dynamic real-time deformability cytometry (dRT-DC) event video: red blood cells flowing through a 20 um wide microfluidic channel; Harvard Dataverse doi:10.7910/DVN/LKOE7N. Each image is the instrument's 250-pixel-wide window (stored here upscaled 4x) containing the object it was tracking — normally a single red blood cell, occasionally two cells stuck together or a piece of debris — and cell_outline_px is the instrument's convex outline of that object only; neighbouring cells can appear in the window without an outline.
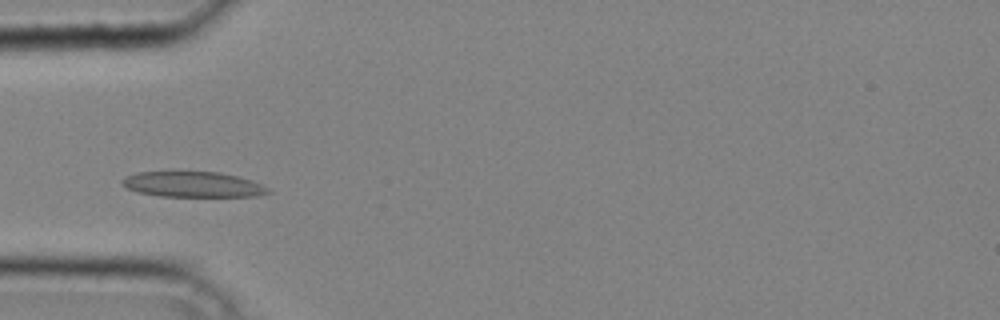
{"species": "common noctule bat (a hibernating species)", "species_latin": "Nyctalus noctula", "temperature_condition": "cold", "stored_images_in_passage": 35, "camera_frame_rate_fps": 3000, "um_per_image_px": 0.085, "animal": {"sex": "male", "body_mass_g": 20.4}, "frame": {"image": 1, "passage_image": 8, "time_ms": 2.333, "image_size_px": [1000, 320], "cell_outline_px": [[272, 192], [260, 196], [160, 196], [136, 192], [120, 184], [120, 180], [124, 176], [136, 172], [172, 168], [220, 172], [252, 180], [268, 188]], "centroid_in_image_um": [16.29, 15.61], "position_along_channel_um": 68.7, "area_um2": 22.95}}
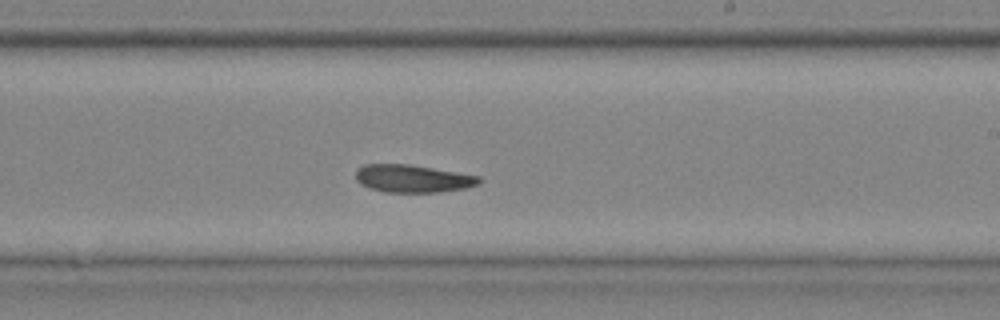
{"frame": {"image": 2, "passage_image": 20, "time_ms": 6.333, "image_size_px": [1000, 320], "cell_outline_px": [[480, 184], [464, 188], [440, 192], [384, 192], [368, 188], [360, 184], [356, 180], [356, 168], [364, 164], [408, 164], [480, 176]], "centroid_in_image_um": [35.03, 15.18], "position_along_channel_um": 254.0, "area_um2": 19.94}}
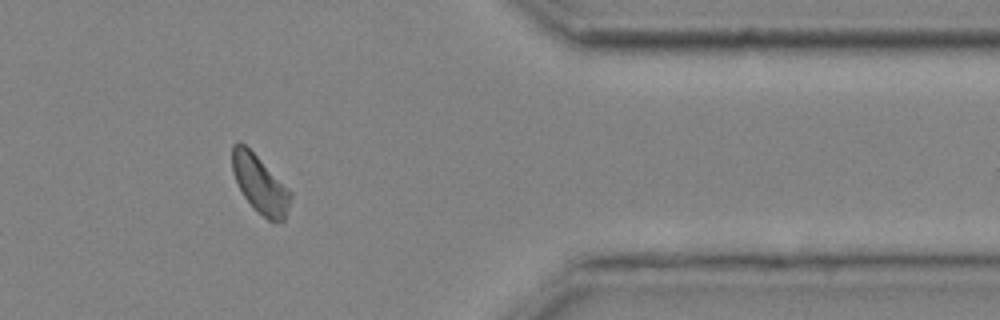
{"frame": {"image": 3, "passage_image": 30, "time_ms": 9.667, "image_size_px": [1000, 320], "cell_outline_px": [[292, 196], [284, 220], [268, 220], [256, 212], [244, 196], [232, 172], [232, 144], [244, 144], [292, 192]], "centroid_in_image_um": [22.09, 15.69], "position_along_channel_um": 389.3, "area_um2": 19.07}}